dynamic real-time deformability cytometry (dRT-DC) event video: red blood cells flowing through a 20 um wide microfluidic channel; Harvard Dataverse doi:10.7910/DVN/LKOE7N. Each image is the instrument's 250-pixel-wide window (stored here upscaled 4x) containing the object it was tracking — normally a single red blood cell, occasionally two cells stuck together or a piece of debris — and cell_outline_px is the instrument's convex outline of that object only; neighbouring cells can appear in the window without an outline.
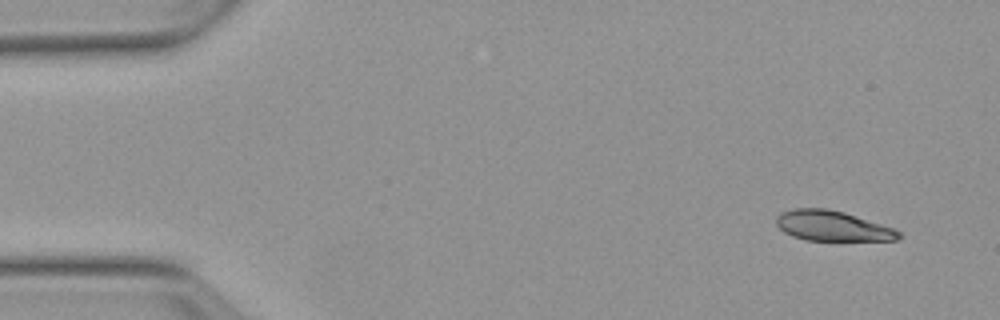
{"species": "Egyptian fruit bat (a non-hibernating species)", "species_latin": "Rousettus aegyptiacus", "temperature_condition": "warm", "stored_images_in_passage": 4, "camera_frame_rate_fps": 3000, "um_per_image_px": 0.085, "animal": {"sex": "female"}, "frame": {"image": 1, "passage_image": 1, "time_ms": 0.0, "image_size_px": [1000, 320], "cell_outline_px": [[904, 236], [896, 240], [804, 240], [792, 236], [784, 232], [776, 224], [776, 216], [780, 212], [796, 208], [824, 208], [844, 212], [896, 228]], "centroid_in_image_um": [70.77, 19.2], "position_along_channel_um": 14.2, "area_um2": 21.68}}
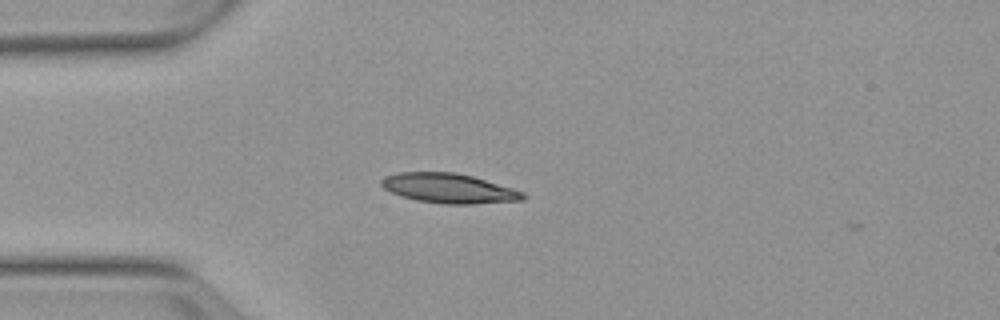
{"frame": {"image": 2, "passage_image": 3, "time_ms": 3.333, "image_size_px": [1000, 320], "cell_outline_px": [[528, 196], [524, 200], [476, 204], [444, 204], [416, 200], [400, 196], [384, 188], [380, 184], [380, 180], [384, 176], [396, 172], [456, 172], [472, 176], [512, 188], [524, 192]], "centroid_in_image_um": [38.15, 16.01], "position_along_channel_um": 46.8, "area_um2": 24.68}}